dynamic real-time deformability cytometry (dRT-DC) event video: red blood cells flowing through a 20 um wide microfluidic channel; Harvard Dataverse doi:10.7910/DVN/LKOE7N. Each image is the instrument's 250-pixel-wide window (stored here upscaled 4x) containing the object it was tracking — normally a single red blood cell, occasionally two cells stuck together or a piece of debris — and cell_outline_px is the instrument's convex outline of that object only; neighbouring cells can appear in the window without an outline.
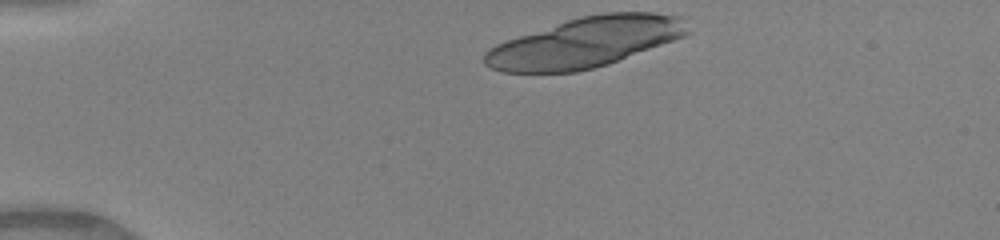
{"species": "human", "species_latin": "Homo sapiens", "temperature_condition": "warm", "stored_images_in_passage": 29, "camera_frame_rate_fps": 3000, "um_per_image_px": 0.085, "donor": {"sex": "female"}, "frame": {"image": 1, "passage_image": 1, "time_ms": 0.0, "image_size_px": [1000, 240], "cell_outline_px": [[692, 32], [684, 36], [608, 64], [576, 72], [500, 72], [484, 64], [484, 52], [488, 48], [496, 44], [580, 16], [604, 12], [652, 12], [680, 16]], "centroid_in_image_um": [49.76, 3.6], "position_along_channel_um": 35.2, "area_um2": 58.72}}